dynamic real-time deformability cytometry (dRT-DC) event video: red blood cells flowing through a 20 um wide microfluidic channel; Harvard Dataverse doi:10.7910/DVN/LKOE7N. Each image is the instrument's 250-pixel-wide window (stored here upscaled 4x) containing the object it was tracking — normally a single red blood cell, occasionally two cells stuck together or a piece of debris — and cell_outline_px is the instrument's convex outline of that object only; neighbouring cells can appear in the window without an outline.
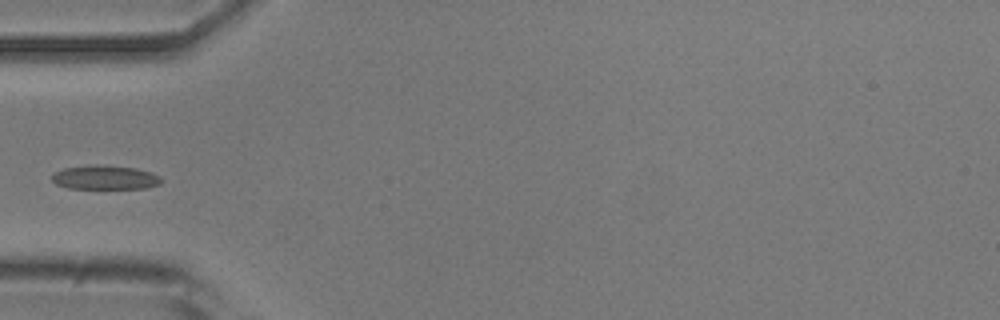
{"species": "common noctule bat (a hibernating species)", "species_latin": "Nyctalus noctula", "temperature_condition": "room temperature", "stored_images_in_passage": 5, "camera_frame_rate_fps": 3000, "um_per_image_px": 0.085, "animal": {"sex": "male", "body_mass_g": 20.5, "forearm_length_mm": 52.5}, "frame": {"image": 1, "passage_image": 5, "time_ms": 1.333, "image_size_px": [1000, 320], "cell_outline_px": [[164, 180], [160, 184], [144, 188], [68, 188], [56, 184], [52, 180], [52, 176], [56, 172], [64, 168], [96, 164], [136, 168], [152, 172], [160, 176]], "centroid_in_image_um": [8.97, 15.08], "position_along_channel_um": 76.0, "area_um2": 15.32}}